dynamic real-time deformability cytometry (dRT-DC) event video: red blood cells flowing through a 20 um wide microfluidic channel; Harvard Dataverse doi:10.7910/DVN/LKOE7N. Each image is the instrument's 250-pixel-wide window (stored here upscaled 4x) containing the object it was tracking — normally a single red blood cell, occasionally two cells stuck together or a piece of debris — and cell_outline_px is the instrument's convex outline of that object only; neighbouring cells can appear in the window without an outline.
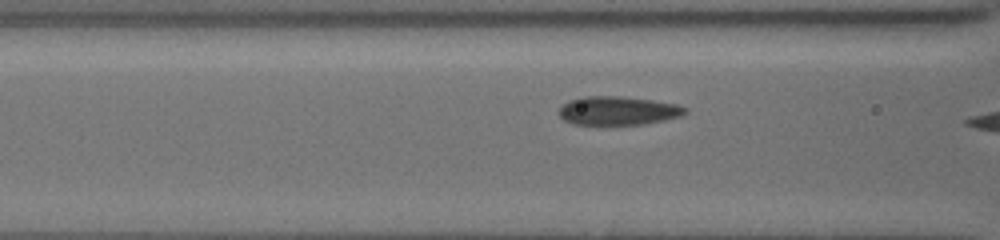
{"species": "common noctule bat (a hibernating species)", "species_latin": "Nyctalus noctula", "temperature_condition": "cold", "stored_images_in_passage": 15, "camera_frame_rate_fps": 3000, "um_per_image_px": 0.085, "animal": {"sex": "female", "body_mass_g": 19.5, "forearm_length_mm": 54.1}, "frame": {"image": 1, "passage_image": 14, "time_ms": 2.667, "image_size_px": [1000, 240], "cell_outline_px": [[688, 112], [680, 116], [664, 120], [644, 124], [572, 124], [564, 120], [556, 112], [568, 100], [580, 96], [620, 96], [652, 100], [676, 104], [688, 108]], "centroid_in_image_um": [52.51, 9.4], "position_along_channel_um": 114.1, "area_um2": 21.15}}